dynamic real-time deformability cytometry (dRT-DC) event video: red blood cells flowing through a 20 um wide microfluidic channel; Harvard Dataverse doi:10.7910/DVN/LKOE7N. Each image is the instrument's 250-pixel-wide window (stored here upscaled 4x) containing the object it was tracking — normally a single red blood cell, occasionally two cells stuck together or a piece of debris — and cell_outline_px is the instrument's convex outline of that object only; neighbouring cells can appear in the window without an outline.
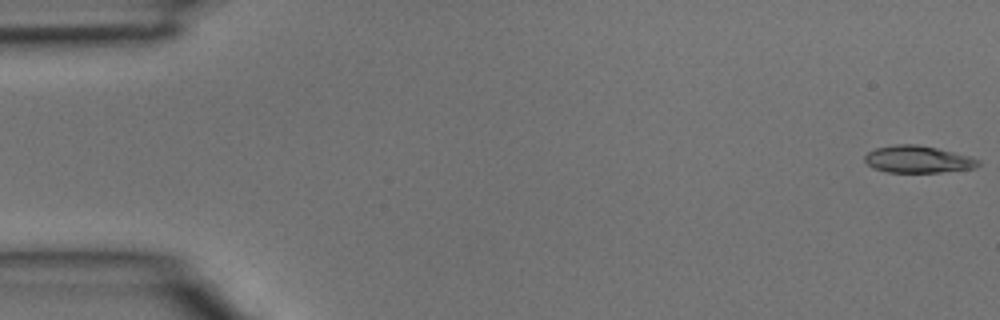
{"species": "common noctule bat (a hibernating species)", "species_latin": "Nyctalus noctula", "temperature_condition": "room temperature", "stored_images_in_passage": 4, "camera_frame_rate_fps": 3000, "um_per_image_px": 0.085, "animal": {"sex": "male", "body_mass_g": 15.6}, "frame": {"image": 1, "passage_image": 1, "time_ms": 0.0, "image_size_px": [1000, 320], "cell_outline_px": [[980, 164], [972, 168], [940, 172], [888, 172], [876, 168], [868, 164], [864, 160], [864, 156], [868, 152], [876, 148], [896, 144], [916, 144], [936, 148], [972, 156], [980, 160]], "centroid_in_image_um": [78.04, 13.53], "position_along_channel_um": 7.0, "area_um2": 17.74}}
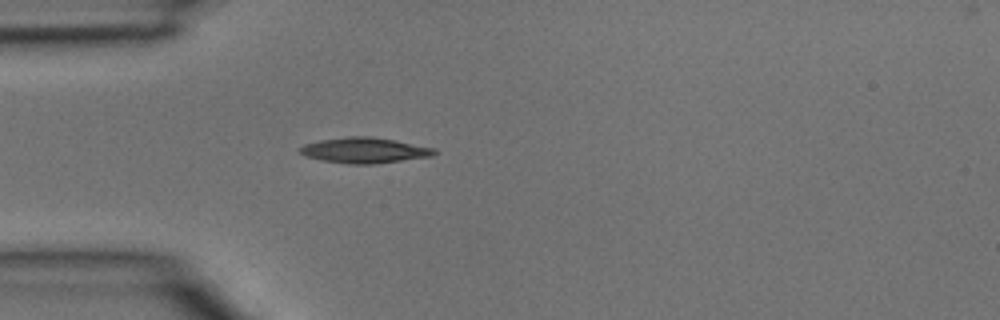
{"frame": {"image": 2, "passage_image": 4, "time_ms": 1.0, "image_size_px": [1000, 320], "cell_outline_px": [[436, 152], [432, 156], [376, 164], [348, 164], [324, 160], [308, 156], [300, 152], [296, 148], [304, 144], [320, 140], [348, 136], [372, 136], [396, 140], [436, 148]], "centroid_in_image_um": [31.0, 12.77], "position_along_channel_um": 54.0, "area_um2": 20.06}}